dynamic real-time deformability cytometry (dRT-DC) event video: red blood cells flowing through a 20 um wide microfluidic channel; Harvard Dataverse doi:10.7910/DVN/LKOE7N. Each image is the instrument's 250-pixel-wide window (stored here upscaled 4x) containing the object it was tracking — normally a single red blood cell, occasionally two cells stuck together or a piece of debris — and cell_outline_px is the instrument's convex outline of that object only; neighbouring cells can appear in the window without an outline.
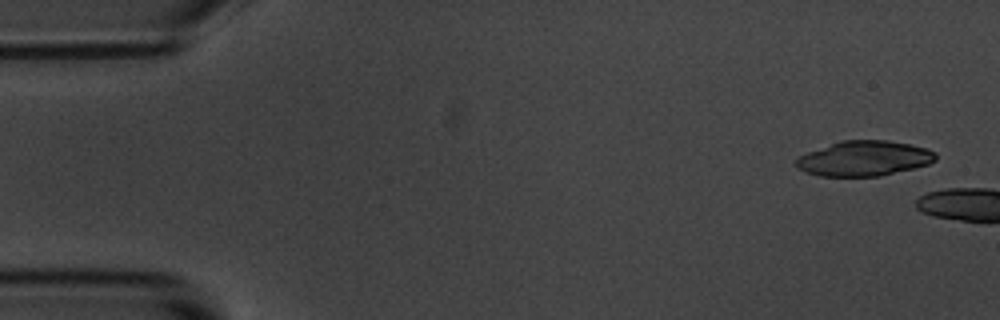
{"species": "common noctule bat (a hibernating species)", "species_latin": "Nyctalus noctula", "temperature_condition": "room temperature", "stored_images_in_passage": 2, "camera_frame_rate_fps": 3000, "um_per_image_px": 0.085, "animal": {"sex": "male", "body_mass_g": 20.1, "forearm_length_mm": 53.5}, "frame": {"image": 1, "passage_image": 1, "time_ms": 0.0, "image_size_px": [1000, 320], "cell_outline_px": [[936, 160], [928, 164], [880, 176], [820, 176], [804, 172], [796, 164], [796, 160], [800, 156], [808, 152], [840, 140], [888, 140], [912, 144], [928, 148], [936, 152]], "centroid_in_image_um": [73.48, 13.45], "position_along_channel_um": 11.5, "area_um2": 28.5}}